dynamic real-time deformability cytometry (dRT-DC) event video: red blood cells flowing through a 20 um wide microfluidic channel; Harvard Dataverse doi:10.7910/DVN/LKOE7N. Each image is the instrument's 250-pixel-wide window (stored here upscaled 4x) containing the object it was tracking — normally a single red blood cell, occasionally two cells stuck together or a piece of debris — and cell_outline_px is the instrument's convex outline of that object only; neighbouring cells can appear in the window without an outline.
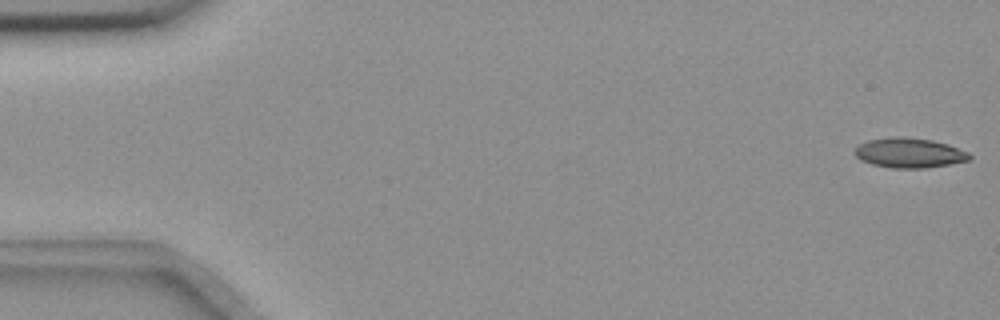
{"species": "common noctule bat (a hibernating species)", "species_latin": "Nyctalus noctula", "temperature_condition": "room temperature", "stored_images_in_passage": 55, "camera_frame_rate_fps": 3000, "um_per_image_px": 0.085, "animal": {"sex": "female", "body_mass_g": 18.4}, "frame": {"image": 1, "passage_image": 1, "time_ms": 0.0, "image_size_px": [1000, 320], "cell_outline_px": [[972, 156], [968, 160], [948, 164], [924, 168], [892, 168], [872, 164], [860, 160], [852, 152], [860, 144], [868, 140], [892, 136], [900, 136], [932, 140], [948, 144], [968, 152]], "centroid_in_image_um": [77.26, 12.99], "position_along_channel_um": 7.7, "area_um2": 19.94}}
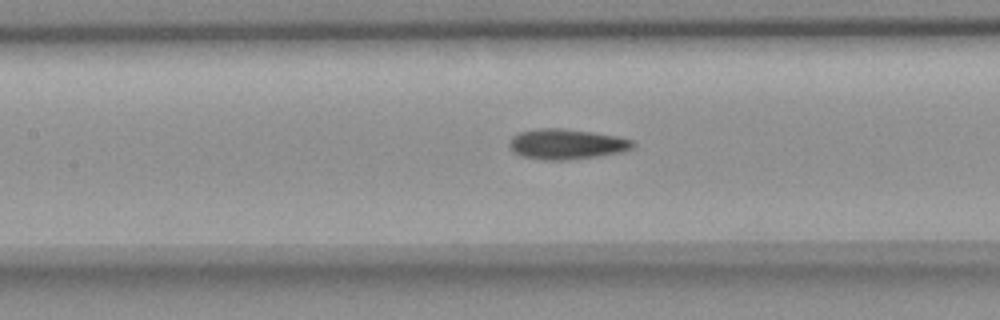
{"frame": {"image": 2, "passage_image": 25, "time_ms": 8.0, "image_size_px": [1000, 320], "cell_outline_px": [[636, 144], [632, 148], [620, 152], [596, 156], [568, 160], [544, 160], [520, 156], [512, 148], [512, 136], [520, 132], [536, 128], [564, 128], [596, 132], [620, 136], [632, 140]], "centroid_in_image_um": [48.21, 12.23], "position_along_channel_um": 159.2, "area_um2": 21.79}}
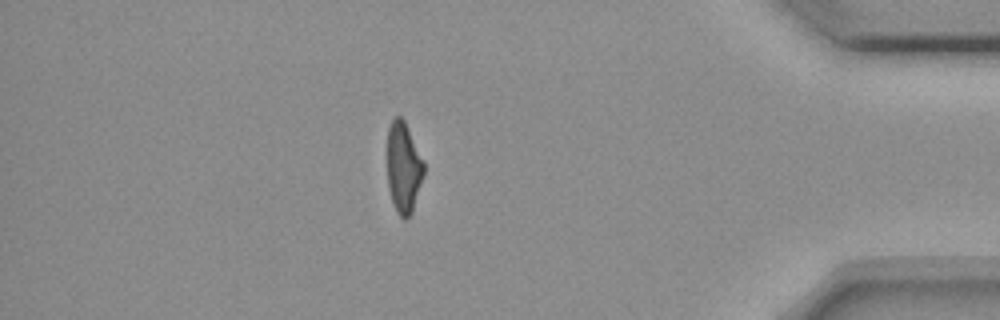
{"frame": {"image": 3, "passage_image": 48, "time_ms": 15.667, "image_size_px": [1000, 320], "cell_outline_px": [[424, 176], [412, 212], [404, 220], [396, 212], [388, 188], [388, 128], [392, 116], [400, 116], [404, 120], [424, 160]], "centroid_in_image_um": [34.31, 14.22], "position_along_channel_um": 400.9, "area_um2": 19.48}, "authors_computed_cell_mechanics": {"area_um2": 20.6924, "velocity_mm_per_s": 3.6763, "shape_relaxation_time_tau1_ms": 7.2156, "shape_relaxation_time_tau2_ms": 2.3906, "deformation_change_tau1": 0.2043, "deformation_change_tau2": 0.1026}}